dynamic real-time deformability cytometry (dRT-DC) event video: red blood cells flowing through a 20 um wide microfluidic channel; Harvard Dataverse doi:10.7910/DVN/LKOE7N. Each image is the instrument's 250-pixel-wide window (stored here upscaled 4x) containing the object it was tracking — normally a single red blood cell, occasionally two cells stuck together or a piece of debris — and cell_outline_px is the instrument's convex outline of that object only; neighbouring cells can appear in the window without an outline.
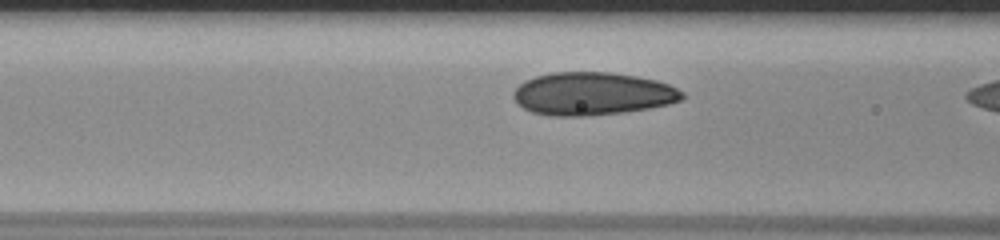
{"species": "human", "species_latin": "Homo sapiens", "temperature_condition": "room temperature", "stored_images_in_passage": 9, "camera_frame_rate_fps": 3000, "um_per_image_px": 0.085, "donor": {"sex": "male"}, "frame": {"image": 1, "passage_image": 7, "time_ms": 2.0, "image_size_px": [1000, 240], "cell_outline_px": [[684, 96], [680, 100], [668, 104], [648, 108], [624, 112], [584, 116], [548, 116], [532, 112], [516, 104], [512, 96], [512, 92], [524, 80], [536, 76], [552, 72], [608, 72], [636, 76], [656, 80], [668, 84], [684, 92]], "centroid_in_image_um": [50.31, 7.97], "position_along_channel_um": 116.3, "area_um2": 42.31}}